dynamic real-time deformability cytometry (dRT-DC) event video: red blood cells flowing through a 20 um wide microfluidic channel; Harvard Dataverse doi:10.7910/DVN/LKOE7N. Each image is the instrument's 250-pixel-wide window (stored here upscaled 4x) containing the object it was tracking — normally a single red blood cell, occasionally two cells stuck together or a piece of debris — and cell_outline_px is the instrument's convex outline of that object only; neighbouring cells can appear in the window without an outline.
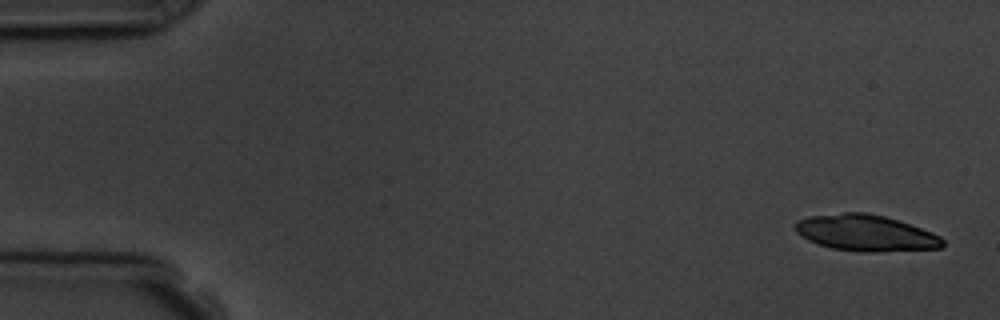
{"species": "common noctule bat (a hibernating species)", "species_latin": "Nyctalus noctula", "temperature_condition": "room temperature", "stored_images_in_passage": 7, "camera_frame_rate_fps": 3000, "um_per_image_px": 0.085, "animal": {"sex": "male", "body_mass_g": 19.5, "forearm_length_mm": 54.6}, "frame": {"image": 1, "passage_image": 1, "time_ms": 0.0, "image_size_px": [1000, 320], "cell_outline_px": [[944, 248], [872, 252], [860, 252], [832, 248], [808, 240], [796, 232], [796, 220], [808, 216], [844, 212], [864, 212], [884, 216], [932, 232], [940, 236], [944, 240]], "centroid_in_image_um": [73.59, 19.8], "position_along_channel_um": 11.4, "area_um2": 31.04}}